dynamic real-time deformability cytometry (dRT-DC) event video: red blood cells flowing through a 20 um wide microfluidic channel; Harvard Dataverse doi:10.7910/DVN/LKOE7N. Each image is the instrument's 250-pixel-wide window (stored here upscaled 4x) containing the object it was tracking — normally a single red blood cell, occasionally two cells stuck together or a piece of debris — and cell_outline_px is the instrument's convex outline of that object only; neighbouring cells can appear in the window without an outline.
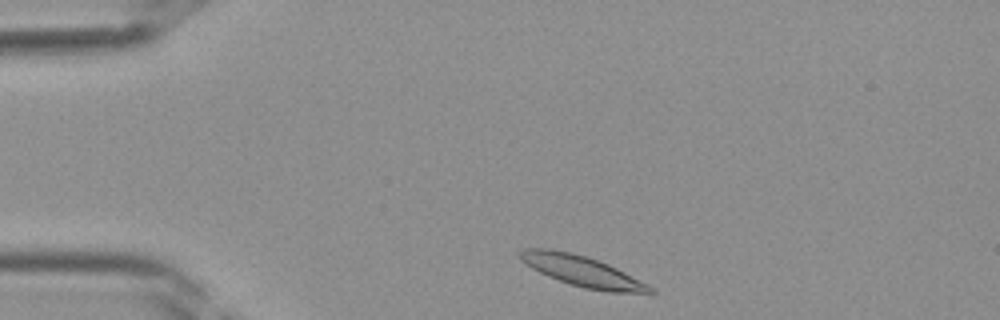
{"species": "Egyptian fruit bat (a non-hibernating species)", "species_latin": "Rousettus aegyptiacus", "temperature_condition": "room temperature", "stored_images_in_passage": 33, "camera_frame_rate_fps": 3000, "um_per_image_px": 0.085, "frame": {"image": 1, "passage_image": 1, "time_ms": 0.0, "image_size_px": [1000, 320], "cell_outline_px": [[656, 292], [608, 292], [584, 288], [548, 276], [524, 264], [520, 260], [520, 252], [524, 248], [552, 248], [572, 252], [588, 256], [608, 264], [656, 288]], "centroid_in_image_um": [49.47, 23.02], "position_along_channel_um": 35.5, "area_um2": 23.12}}
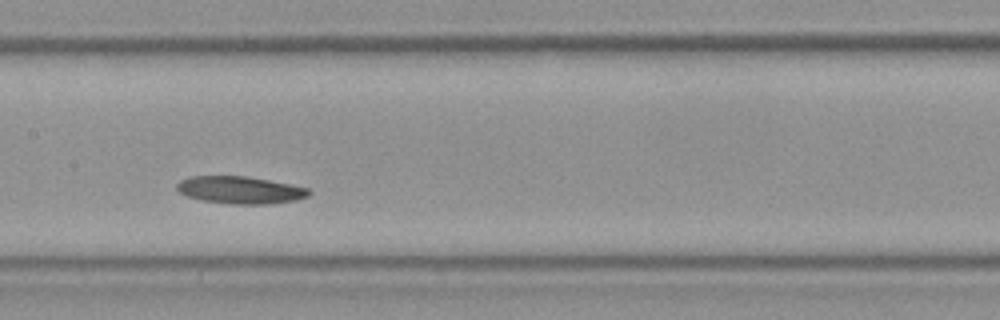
{"frame": {"image": 2, "passage_image": 13, "time_ms": 4.0, "image_size_px": [1000, 320], "cell_outline_px": [[312, 192], [308, 196], [296, 200], [272, 204], [228, 204], [200, 200], [188, 196], [180, 192], [176, 188], [176, 184], [180, 180], [188, 176], [244, 176], [268, 180], [308, 188]], "centroid_in_image_um": [20.39, 16.16], "position_along_channel_um": 187.0, "area_um2": 21.1}}
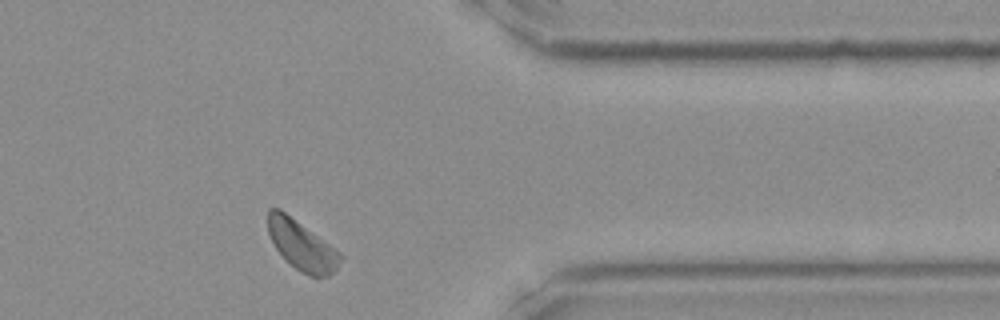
{"frame": {"image": 3, "passage_image": 26, "time_ms": 8.333, "image_size_px": [1000, 320], "cell_outline_px": [[344, 256], [336, 268], [328, 276], [308, 276], [300, 272], [276, 248], [268, 232], [268, 208], [280, 208], [340, 252]], "centroid_in_image_um": [25.65, 20.84], "position_along_channel_um": 385.7, "area_um2": 20.46}}